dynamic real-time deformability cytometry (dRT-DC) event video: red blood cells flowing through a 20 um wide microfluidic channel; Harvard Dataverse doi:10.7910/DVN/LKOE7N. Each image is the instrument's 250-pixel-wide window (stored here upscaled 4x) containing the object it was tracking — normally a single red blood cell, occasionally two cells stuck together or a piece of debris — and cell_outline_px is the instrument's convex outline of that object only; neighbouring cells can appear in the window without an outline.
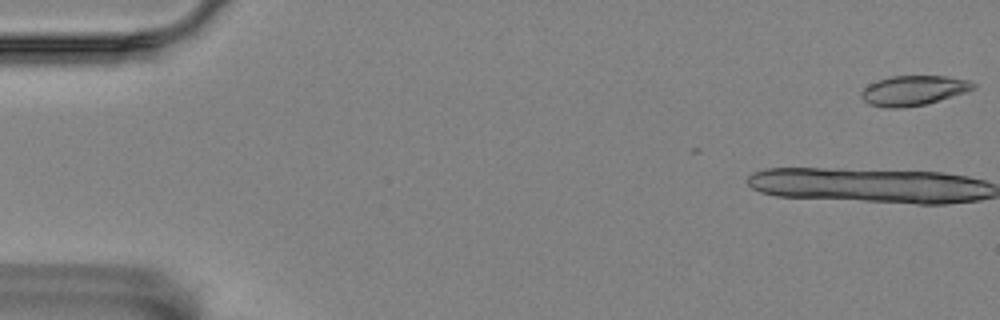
{"species": "Egyptian fruit bat (a non-hibernating species)", "species_latin": "Rousettus aegyptiacus", "temperature_condition": "room temperature", "stored_images_in_passage": 6, "camera_frame_rate_fps": 3000, "um_per_image_px": 0.085, "animal": {"sex": "female"}, "frame": {"image": 1, "passage_image": 1, "time_ms": 0.0, "image_size_px": [1000, 320], "cell_outline_px": [[976, 88], [964, 92], [924, 104], [900, 108], [888, 108], [868, 104], [860, 96], [860, 92], [868, 84], [876, 80], [892, 76], [948, 76], [968, 80], [976, 84]], "centroid_in_image_um": [77.6, 7.68], "position_along_channel_um": 7.4, "area_um2": 19.36}}